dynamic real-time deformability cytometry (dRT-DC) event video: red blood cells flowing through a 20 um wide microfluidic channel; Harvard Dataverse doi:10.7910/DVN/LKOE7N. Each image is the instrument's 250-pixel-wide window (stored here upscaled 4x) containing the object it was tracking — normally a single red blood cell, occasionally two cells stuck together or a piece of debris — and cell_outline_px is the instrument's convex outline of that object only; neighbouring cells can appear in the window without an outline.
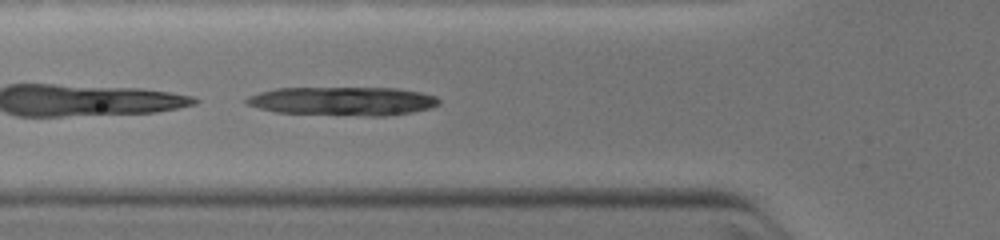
{"species": "common noctule bat (a hibernating species)", "species_latin": "Nyctalus noctula", "temperature_condition": "warm", "stored_images_in_passage": 8, "camera_frame_rate_fps": 3000, "um_per_image_px": 0.085, "animal": {"sex": "female", "body_mass_g": 19.0, "forearm_length_mm": 51.5}, "frame": {"image": 1, "passage_image": 8, "time_ms": 3.667, "image_size_px": [1000, 240], "cell_outline_px": [[440, 104], [432, 108], [412, 112], [388, 116], [368, 116], [276, 112], [244, 104], [244, 100], [248, 96], [260, 92], [276, 88], [396, 88], [420, 92], [436, 96], [440, 100]], "centroid_in_image_um": [29.17, 8.6], "position_along_channel_um": 96.6, "area_um2": 32.31}}